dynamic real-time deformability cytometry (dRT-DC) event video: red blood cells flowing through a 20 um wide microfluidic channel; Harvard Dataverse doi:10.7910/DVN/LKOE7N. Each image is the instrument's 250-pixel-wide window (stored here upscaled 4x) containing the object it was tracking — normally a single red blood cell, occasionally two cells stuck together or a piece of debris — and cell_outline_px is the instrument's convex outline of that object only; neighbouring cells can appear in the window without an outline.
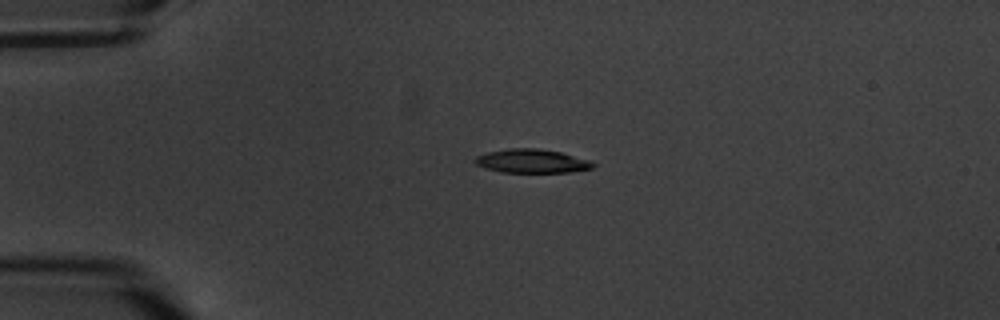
{"species": "common noctule bat (a hibernating species)", "species_latin": "Nyctalus noctula", "temperature_condition": "warm", "stored_images_in_passage": 2, "camera_frame_rate_fps": 3000, "um_per_image_px": 0.085, "animal": {"sex": "male", "body_mass_g": 20.1, "forearm_length_mm": 53.5}, "frame": {"image": 1, "passage_image": 1, "time_ms": 0.0, "image_size_px": [1000, 320], "cell_outline_px": [[596, 164], [592, 168], [568, 172], [500, 172], [476, 164], [472, 160], [476, 156], [488, 152], [508, 148], [536, 148], [560, 152], [588, 160]], "centroid_in_image_um": [45.17, 13.68], "position_along_channel_um": 39.8, "area_um2": 16.13}}